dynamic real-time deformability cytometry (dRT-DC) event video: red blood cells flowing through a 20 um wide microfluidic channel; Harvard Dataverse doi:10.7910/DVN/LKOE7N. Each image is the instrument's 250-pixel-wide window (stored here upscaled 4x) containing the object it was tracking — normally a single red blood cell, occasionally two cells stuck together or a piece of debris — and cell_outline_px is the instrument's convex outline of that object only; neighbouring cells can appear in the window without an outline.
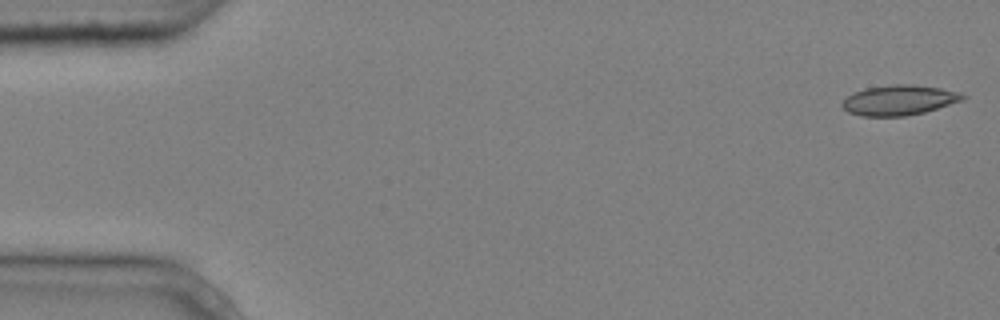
{"species": "common noctule bat (a hibernating species)", "species_latin": "Nyctalus noctula", "temperature_condition": "cold", "stored_images_in_passage": 4, "camera_frame_rate_fps": 3000, "um_per_image_px": 0.085, "animal": {"sex": "male", "body_mass_g": 20.4}, "frame": {"image": 1, "passage_image": 1, "time_ms": 0.0, "image_size_px": [1000, 320], "cell_outline_px": [[968, 96], [964, 100], [924, 112], [904, 116], [860, 116], [848, 112], [840, 104], [852, 92], [864, 88], [892, 84], [912, 84], [940, 88], [960, 92]], "centroid_in_image_um": [76.42, 8.5], "position_along_channel_um": 8.6, "area_um2": 21.27}}
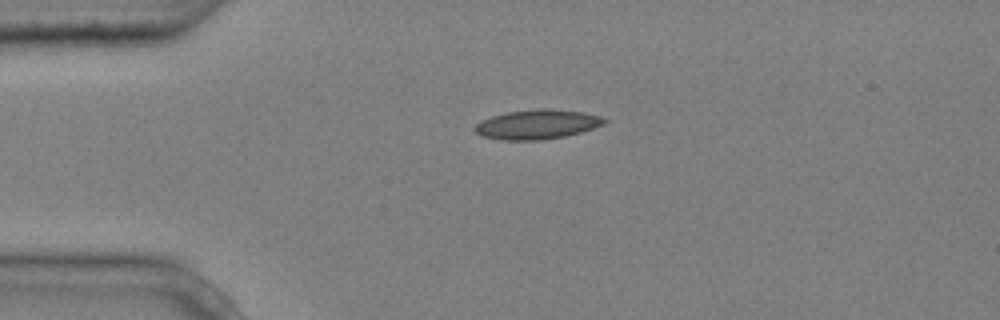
{"frame": {"image": 2, "passage_image": 3, "time_ms": 0.667, "image_size_px": [1000, 320], "cell_outline_px": [[608, 120], [604, 124], [580, 132], [564, 136], [544, 140], [500, 140], [480, 136], [472, 128], [480, 120], [492, 116], [508, 112], [540, 108], [552, 108], [584, 112], [600, 116]], "centroid_in_image_um": [45.63, 10.57], "position_along_channel_um": 39.4, "area_um2": 22.43}}